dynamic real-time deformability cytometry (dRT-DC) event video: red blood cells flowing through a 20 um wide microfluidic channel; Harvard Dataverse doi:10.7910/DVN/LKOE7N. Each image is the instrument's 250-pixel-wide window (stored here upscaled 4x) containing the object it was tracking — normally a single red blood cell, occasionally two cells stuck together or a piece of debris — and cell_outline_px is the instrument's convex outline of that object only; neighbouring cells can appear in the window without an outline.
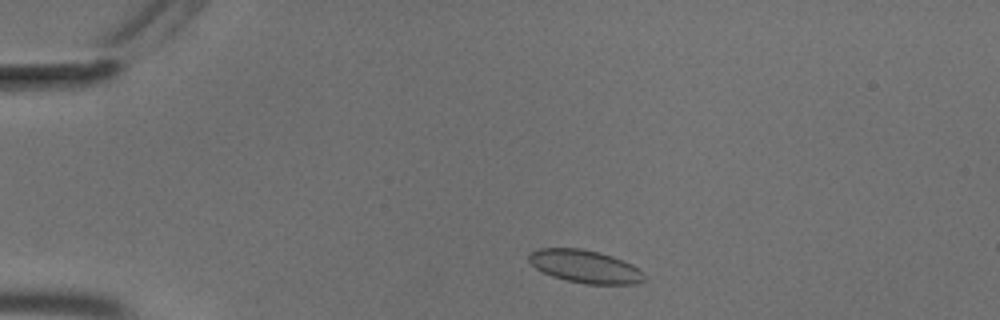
{"species": "common noctule bat (a hibernating species)", "species_latin": "Nyctalus noctula", "temperature_condition": "cold", "stored_images_in_passage": 47, "camera_frame_rate_fps": 3000, "um_per_image_px": 0.085, "animal": {"sex": "male", "body_mass_g": 18.8}, "frame": {"image": 1, "passage_image": 4, "time_ms": 1.0, "image_size_px": [1000, 320], "cell_outline_px": [[644, 280], [636, 284], [584, 284], [564, 280], [552, 276], [536, 268], [528, 260], [528, 256], [532, 252], [540, 248], [580, 248], [600, 252], [624, 260], [632, 264], [644, 276]], "centroid_in_image_um": [49.72, 22.65], "position_along_channel_um": 35.3, "area_um2": 22.02}}
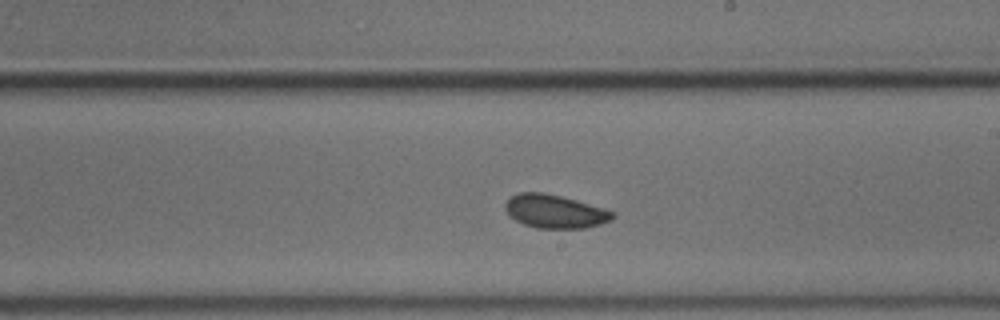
{"frame": {"image": 2, "passage_image": 25, "time_ms": 8.0, "image_size_px": [1000, 320], "cell_outline_px": [[616, 216], [612, 220], [600, 224], [584, 228], [536, 228], [524, 224], [516, 220], [504, 208], [504, 204], [516, 192], [544, 192], [576, 200], [604, 208], [616, 212]], "centroid_in_image_um": [47.2, 17.96], "position_along_channel_um": 241.8, "area_um2": 20.92}}
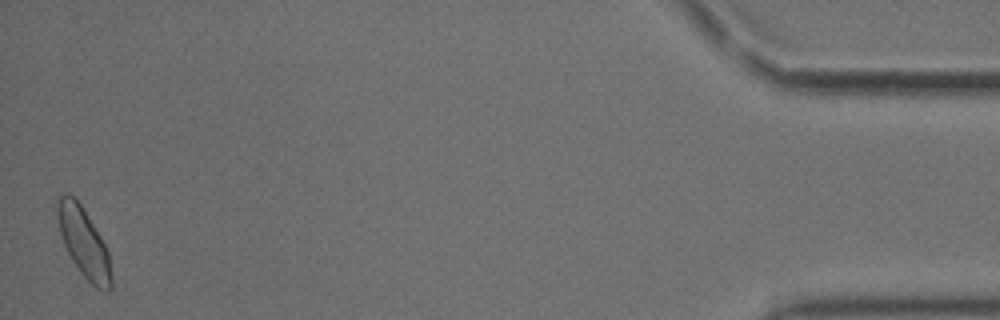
{"frame": {"image": 3, "passage_image": 47, "time_ms": 15.333, "image_size_px": [1000, 320], "cell_outline_px": [[112, 288], [108, 292], [104, 292], [96, 288], [80, 272], [72, 260], [64, 244], [60, 232], [56, 216], [56, 200], [60, 196], [68, 192], [80, 204], [100, 236], [108, 252], [112, 276]], "centroid_in_image_um": [7.11, 20.64], "position_along_channel_um": 428.1, "area_um2": 21.62}, "authors_computed_cell_mechanics": {"area_um2": 20.9814, "velocity_mm_per_s": 3.6606, "shape_relaxation_time_tau1_ms": 4.0995, "shape_relaxation_time_tau2_ms": 3.0048, "deformation_change_tau1": 0.0866, "deformation_change_tau2": 0.0653}}